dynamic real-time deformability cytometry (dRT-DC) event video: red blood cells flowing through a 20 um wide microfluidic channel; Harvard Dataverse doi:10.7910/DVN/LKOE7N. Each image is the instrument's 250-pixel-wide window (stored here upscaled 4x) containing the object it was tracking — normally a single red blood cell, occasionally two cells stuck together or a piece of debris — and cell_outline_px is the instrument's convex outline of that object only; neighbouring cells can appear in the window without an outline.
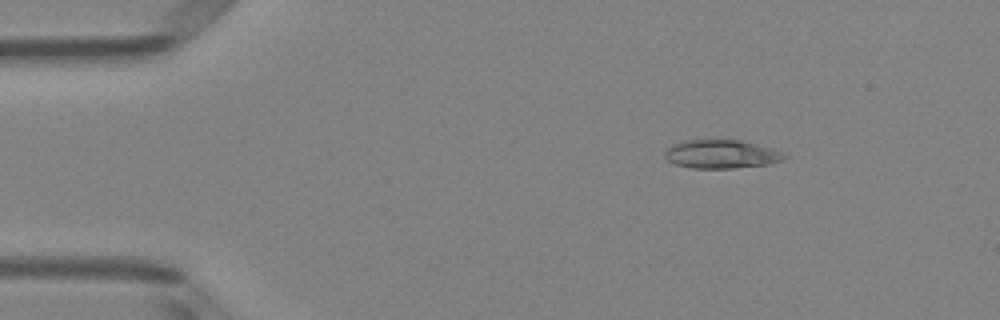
{"species": "Egyptian fruit bat (a non-hibernating species)", "species_latin": "Rousettus aegyptiacus", "temperature_condition": "room temperature", "stored_images_in_passage": 4, "camera_frame_rate_fps": 3000, "um_per_image_px": 0.085, "animal": {"sex": "female"}, "frame": {"image": 1, "passage_image": 2, "time_ms": 0.333, "image_size_px": [1000, 320], "cell_outline_px": [[788, 156], [784, 160], [772, 164], [732, 168], [692, 168], [676, 164], [668, 160], [664, 156], [664, 152], [672, 144], [688, 140], [744, 140], [772, 148], [784, 152]], "centroid_in_image_um": [61.38, 13.1], "position_along_channel_um": 23.6, "area_um2": 20.06}}